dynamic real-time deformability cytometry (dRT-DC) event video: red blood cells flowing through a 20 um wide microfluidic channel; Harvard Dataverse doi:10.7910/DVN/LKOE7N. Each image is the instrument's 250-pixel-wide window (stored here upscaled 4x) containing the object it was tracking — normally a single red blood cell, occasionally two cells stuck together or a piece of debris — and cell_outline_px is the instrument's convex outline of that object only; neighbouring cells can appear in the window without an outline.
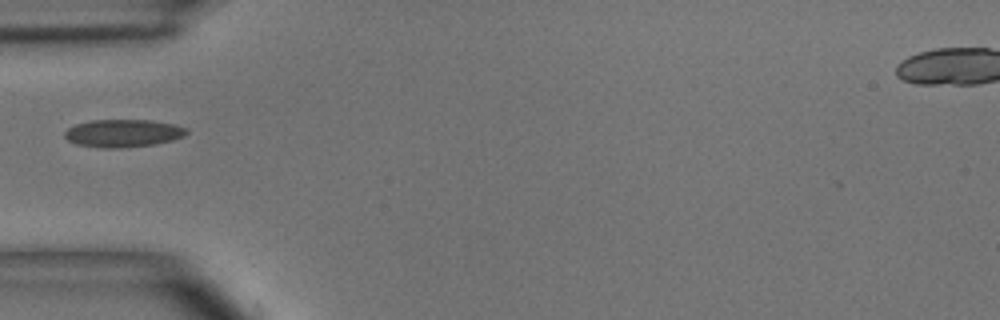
{"species": "common noctule bat (a hibernating species)", "species_latin": "Nyctalus noctula", "temperature_condition": "room temperature", "stored_images_in_passage": 23, "camera_frame_rate_fps": 3000, "um_per_image_px": 0.085, "animal": {"sex": "male", "body_mass_g": 15.6}, "frame": {"image": 1, "passage_image": 1, "time_ms": 0.0, "image_size_px": [1000, 320], "cell_outline_px": [[188, 132], [184, 136], [172, 140], [156, 144], [124, 148], [100, 148], [76, 144], [68, 140], [64, 136], [64, 132], [68, 128], [76, 124], [92, 120], [152, 120], [172, 124], [188, 128]], "centroid_in_image_um": [10.46, 11.33], "position_along_channel_um": 74.5, "area_um2": 19.83}}